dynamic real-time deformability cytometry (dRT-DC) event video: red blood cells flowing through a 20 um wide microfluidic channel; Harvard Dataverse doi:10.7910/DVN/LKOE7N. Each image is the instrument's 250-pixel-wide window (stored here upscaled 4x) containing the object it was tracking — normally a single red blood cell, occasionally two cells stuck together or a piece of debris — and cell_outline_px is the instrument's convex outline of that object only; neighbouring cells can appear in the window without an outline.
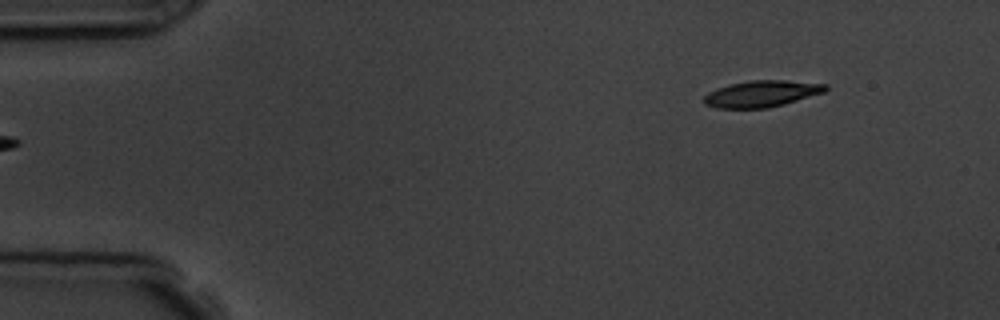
{"species": "common noctule bat (a hibernating species)", "species_latin": "Nyctalus noctula", "temperature_condition": "room temperature", "stored_images_in_passage": 3, "segment_of_instrument_passage": [2, 2], "camera_frame_rate_fps": 3000, "um_per_image_px": 0.085, "animal": {"sex": "male", "body_mass_g": 19.5, "forearm_length_mm": 54.6}, "frame": {"image": 1, "passage_image": 3, "time_ms": 2.333, "image_size_px": [1000, 320], "cell_outline_px": [[828, 88], [824, 92], [784, 104], [768, 108], [716, 108], [704, 104], [704, 96], [708, 92], [716, 88], [728, 84], [748, 80], [784, 80], [828, 84]], "centroid_in_image_um": [64.71, 7.96], "position_along_channel_um": 20.3, "area_um2": 18.84}}